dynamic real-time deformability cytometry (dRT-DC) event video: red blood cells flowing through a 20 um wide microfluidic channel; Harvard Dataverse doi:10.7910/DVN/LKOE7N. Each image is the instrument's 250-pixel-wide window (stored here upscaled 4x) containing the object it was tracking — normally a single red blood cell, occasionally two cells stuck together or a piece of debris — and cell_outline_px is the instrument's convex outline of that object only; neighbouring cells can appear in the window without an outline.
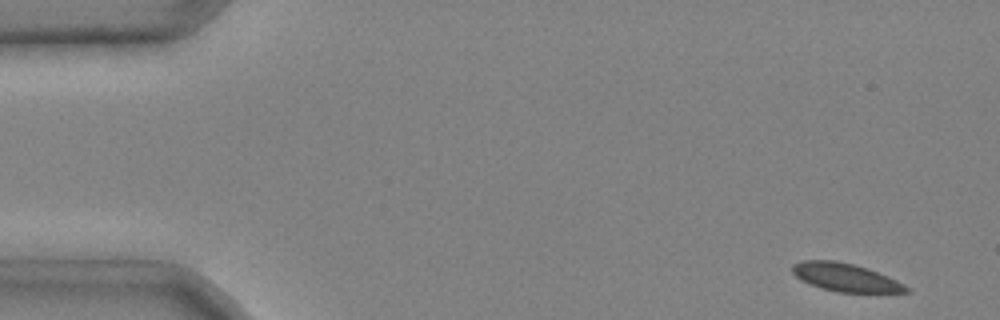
{"species": "common noctule bat (a hibernating species)", "species_latin": "Nyctalus noctula", "temperature_condition": "cold", "stored_images_in_passage": 4, "camera_frame_rate_fps": 3000, "um_per_image_px": 0.085, "animal": {"sex": "male", "body_mass_g": 20.4}, "frame": {"image": 1, "passage_image": 1, "time_ms": 0.0, "image_size_px": [1000, 320], "cell_outline_px": [[912, 292], [836, 292], [820, 288], [796, 276], [792, 272], [792, 264], [804, 260], [836, 260], [868, 268], [888, 276], [904, 284]], "centroid_in_image_um": [71.87, 23.57], "position_along_channel_um": 13.1, "area_um2": 18.5}}
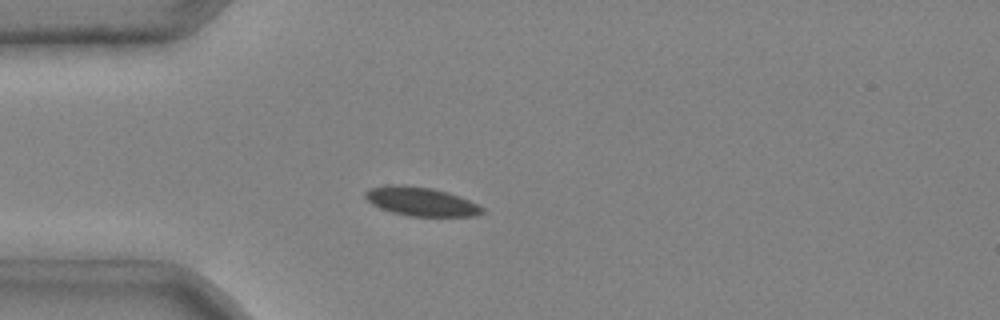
{"frame": {"image": 2, "passage_image": 4, "time_ms": 1.0, "image_size_px": [1000, 320], "cell_outline_px": [[484, 212], [476, 216], [408, 216], [392, 212], [380, 208], [372, 204], [364, 196], [364, 192], [372, 188], [392, 184], [404, 184], [432, 188], [448, 192], [460, 196], [484, 208]], "centroid_in_image_um": [35.78, 17.12], "position_along_channel_um": 49.2, "area_um2": 19.65}}